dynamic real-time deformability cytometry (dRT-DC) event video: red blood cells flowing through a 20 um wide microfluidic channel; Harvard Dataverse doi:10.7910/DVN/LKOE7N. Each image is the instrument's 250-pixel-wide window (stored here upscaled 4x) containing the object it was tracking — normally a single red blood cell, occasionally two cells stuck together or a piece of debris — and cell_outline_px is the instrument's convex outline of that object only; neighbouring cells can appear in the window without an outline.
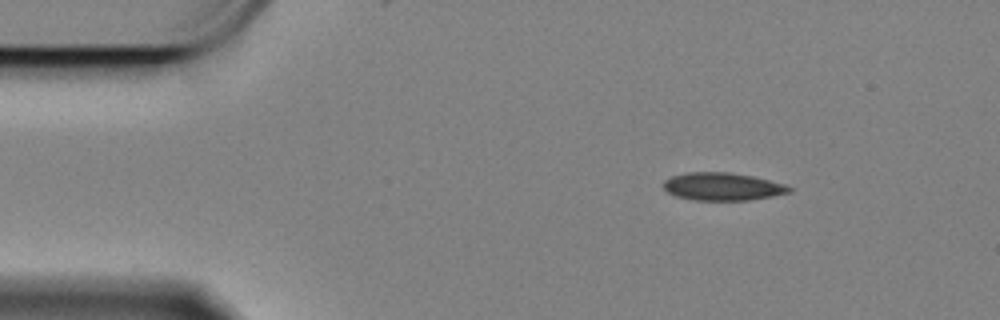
{"species": "Egyptian fruit bat (a non-hibernating species)", "species_latin": "Rousettus aegyptiacus", "temperature_condition": "cold", "stored_images_in_passage": 52, "camera_frame_rate_fps": 3000, "um_per_image_px": 0.085, "animal": {"sex": "female"}, "frame": {"image": 1, "passage_image": 1, "time_ms": 0.0, "image_size_px": [1000, 320], "cell_outline_px": [[792, 188], [788, 192], [768, 196], [744, 200], [696, 200], [676, 196], [668, 192], [664, 188], [664, 180], [672, 176], [688, 172], [728, 172], [752, 176], [768, 180]], "centroid_in_image_um": [61.32, 15.85], "position_along_channel_um": 23.7, "area_um2": 19.77}}
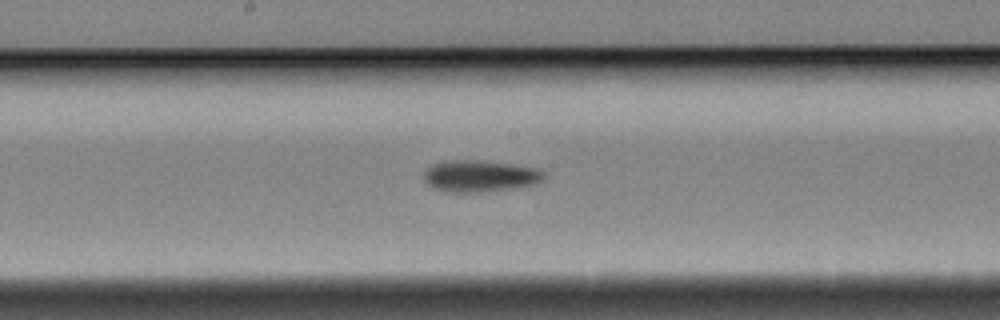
{"frame": {"image": 2, "passage_image": 23, "time_ms": 7.333, "image_size_px": [1000, 320], "cell_outline_px": [[544, 180], [532, 184], [512, 188], [480, 192], [448, 192], [432, 188], [424, 180], [424, 172], [432, 164], [444, 160], [480, 160], [512, 164], [536, 168], [544, 172]], "centroid_in_image_um": [40.75, 14.95], "position_along_channel_um": 207.4, "area_um2": 22.14}}
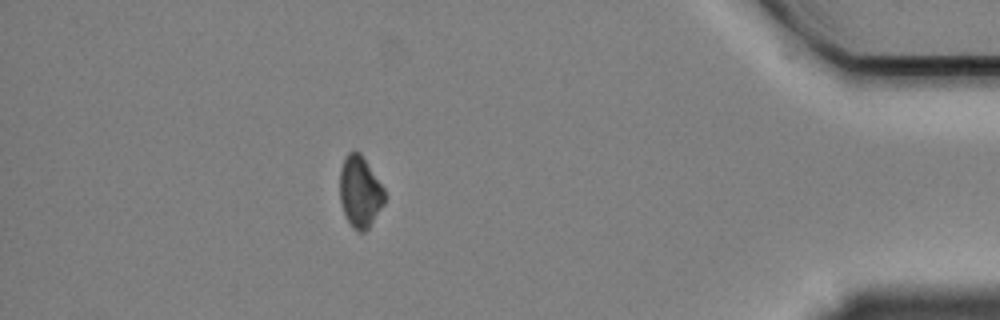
{"frame": {"image": 3, "passage_image": 45, "time_ms": 14.667, "image_size_px": [1000, 320], "cell_outline_px": [[384, 204], [368, 228], [364, 232], [360, 232], [352, 228], [344, 212], [340, 200], [340, 168], [344, 156], [348, 152], [360, 152], [384, 188]], "centroid_in_image_um": [30.58, 16.29], "position_along_channel_um": 404.6, "area_um2": 18.5}, "authors_computed_cell_mechanics": {"area_um2": 20.1722, "velocity_mm_per_s": 3.3427, "shape_relaxation_time_tau1_ms": 6.3071, "shape_relaxation_time_tau2_ms": null, "deformation_change_tau1": 0.0847, "deformation_change_tau2": null}}